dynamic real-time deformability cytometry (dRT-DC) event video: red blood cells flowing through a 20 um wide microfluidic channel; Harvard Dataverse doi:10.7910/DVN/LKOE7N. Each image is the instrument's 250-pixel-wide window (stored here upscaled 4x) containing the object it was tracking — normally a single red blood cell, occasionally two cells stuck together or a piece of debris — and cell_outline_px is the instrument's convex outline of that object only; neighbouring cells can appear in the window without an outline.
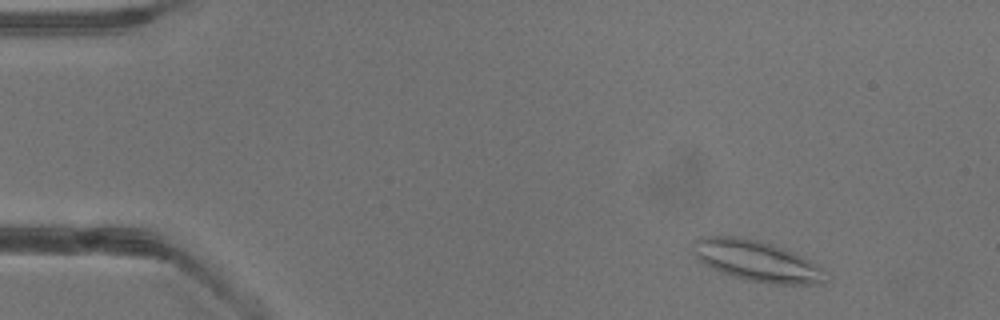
{"species": "common noctule bat (a hibernating species)", "species_latin": "Nyctalus noctula", "temperature_condition": "warm", "stored_images_in_passage": 4, "camera_frame_rate_fps": 3000, "um_per_image_px": 0.085, "animal": {"sex": "male", "body_mass_g": 13.3}, "frame": {"image": 1, "passage_image": 1, "time_ms": 0.0, "image_size_px": [1000, 320], "cell_outline_px": [[824, 284], [776, 284], [748, 280], [732, 276], [720, 272], [704, 264], [692, 252], [692, 240], [700, 236], [736, 236], [756, 240], [772, 244], [792, 252], [808, 260], [820, 268], [824, 280]], "centroid_in_image_um": [64.21, 22.16], "position_along_channel_um": 20.8, "area_um2": 31.04}}